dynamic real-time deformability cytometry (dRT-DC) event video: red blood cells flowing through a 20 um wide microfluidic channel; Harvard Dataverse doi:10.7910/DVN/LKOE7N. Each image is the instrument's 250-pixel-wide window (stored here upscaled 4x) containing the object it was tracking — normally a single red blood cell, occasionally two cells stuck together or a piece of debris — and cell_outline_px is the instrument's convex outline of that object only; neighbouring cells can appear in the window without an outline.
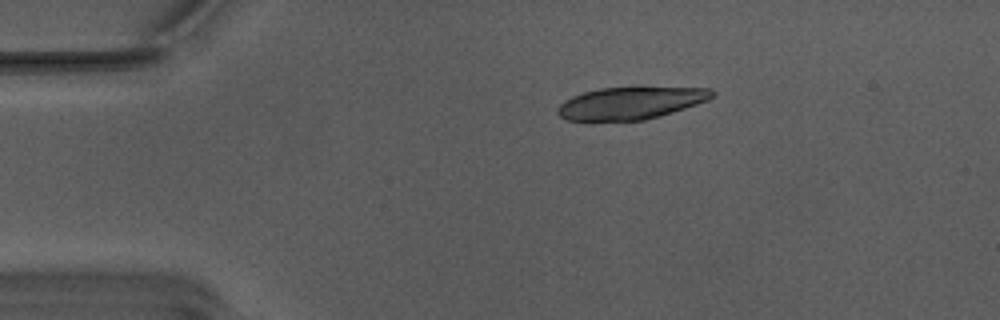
{"species": "Egyptian fruit bat (a non-hibernating species)", "species_latin": "Rousettus aegyptiacus", "temperature_condition": "warm", "stored_images_in_passage": 8, "camera_frame_rate_fps": 3000, "um_per_image_px": 0.085, "animal": {"sex": "male"}, "frame": {"image": 1, "passage_image": 1, "time_ms": 0.0, "image_size_px": [1000, 320], "cell_outline_px": [[716, 92], [708, 100], [660, 116], [644, 120], [588, 124], [568, 120], [560, 116], [556, 112], [556, 108], [564, 100], [572, 96], [584, 92], [600, 88], [636, 84], [640, 84], [712, 88]], "centroid_in_image_um": [53.57, 8.74], "position_along_channel_um": 31.4, "area_um2": 31.39}}